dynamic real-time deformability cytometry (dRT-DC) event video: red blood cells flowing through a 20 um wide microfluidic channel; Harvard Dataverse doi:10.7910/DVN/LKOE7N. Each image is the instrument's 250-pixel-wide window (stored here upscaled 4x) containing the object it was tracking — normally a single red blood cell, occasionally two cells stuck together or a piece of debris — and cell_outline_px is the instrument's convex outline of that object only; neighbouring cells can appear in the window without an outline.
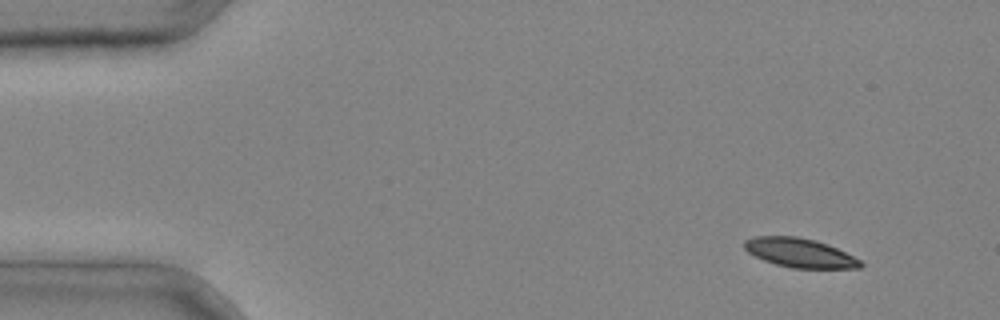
{"species": "common noctule bat (a hibernating species)", "species_latin": "Nyctalus noctula", "temperature_condition": "cold", "stored_images_in_passage": 4, "camera_frame_rate_fps": 3000, "um_per_image_px": 0.085, "animal": {"sex": "male", "body_mass_g": 20.4}, "frame": {"image": 1, "passage_image": 1, "time_ms": 0.0, "image_size_px": [1000, 320], "cell_outline_px": [[864, 264], [860, 268], [792, 268], [776, 264], [764, 260], [748, 252], [744, 248], [744, 240], [752, 236], [796, 236], [816, 240], [828, 244], [860, 260]], "centroid_in_image_um": [67.96, 21.48], "position_along_channel_um": 17.0, "area_um2": 19.65}}